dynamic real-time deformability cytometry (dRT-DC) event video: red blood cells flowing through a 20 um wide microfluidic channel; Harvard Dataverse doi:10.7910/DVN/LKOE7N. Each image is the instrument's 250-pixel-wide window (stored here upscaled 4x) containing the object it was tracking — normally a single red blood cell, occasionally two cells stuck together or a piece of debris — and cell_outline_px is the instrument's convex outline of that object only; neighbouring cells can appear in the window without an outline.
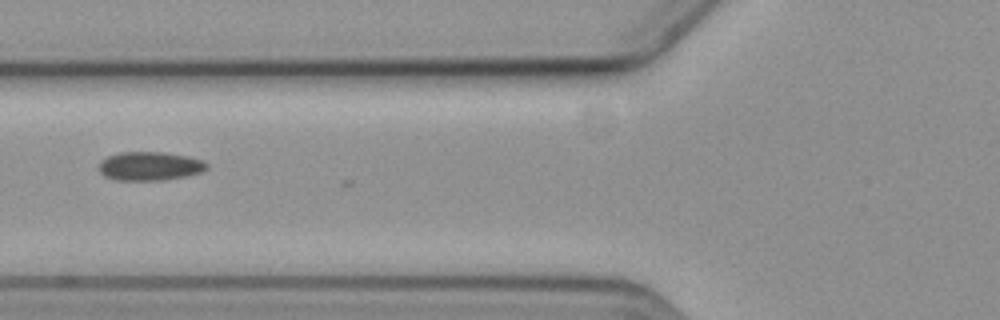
{"species": "common noctule bat (a hibernating species)", "species_latin": "Nyctalus noctula", "temperature_condition": "cold", "stored_images_in_passage": 5, "camera_frame_rate_fps": 3000, "um_per_image_px": 0.085, "animal": {"sex": "female", "body_mass_g": 19.3, "forearm_length_mm": 54.1}, "frame": {"image": 1, "passage_image": 5, "time_ms": 4.667, "image_size_px": [1000, 320], "cell_outline_px": [[208, 168], [200, 172], [188, 176], [164, 180], [116, 180], [104, 176], [100, 172], [100, 160], [108, 156], [120, 152], [164, 152], [188, 156], [204, 160], [208, 164]], "centroid_in_image_um": [12.76, 14.12], "position_along_channel_um": 113.0, "area_um2": 18.21}}